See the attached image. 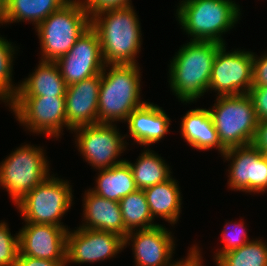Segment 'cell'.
<instances>
[{
	"label": "cell",
	"instance_id": "1",
	"mask_svg": "<svg viewBox=\"0 0 267 266\" xmlns=\"http://www.w3.org/2000/svg\"><path fill=\"white\" fill-rule=\"evenodd\" d=\"M223 46L212 41H191L179 48L170 61V89L181 102L196 101L209 90L217 51Z\"/></svg>",
	"mask_w": 267,
	"mask_h": 266
},
{
	"label": "cell",
	"instance_id": "2",
	"mask_svg": "<svg viewBox=\"0 0 267 266\" xmlns=\"http://www.w3.org/2000/svg\"><path fill=\"white\" fill-rule=\"evenodd\" d=\"M137 17L133 6L106 10L91 17L105 64H137L135 58L142 42Z\"/></svg>",
	"mask_w": 267,
	"mask_h": 266
},
{
	"label": "cell",
	"instance_id": "3",
	"mask_svg": "<svg viewBox=\"0 0 267 266\" xmlns=\"http://www.w3.org/2000/svg\"><path fill=\"white\" fill-rule=\"evenodd\" d=\"M109 66V72H106ZM138 64H109L101 73L98 99V123L127 121L129 115L146 101L140 100Z\"/></svg>",
	"mask_w": 267,
	"mask_h": 266
},
{
	"label": "cell",
	"instance_id": "4",
	"mask_svg": "<svg viewBox=\"0 0 267 266\" xmlns=\"http://www.w3.org/2000/svg\"><path fill=\"white\" fill-rule=\"evenodd\" d=\"M240 8L232 0H183L176 18L191 41L226 44L221 37L238 22Z\"/></svg>",
	"mask_w": 267,
	"mask_h": 266
},
{
	"label": "cell",
	"instance_id": "5",
	"mask_svg": "<svg viewBox=\"0 0 267 266\" xmlns=\"http://www.w3.org/2000/svg\"><path fill=\"white\" fill-rule=\"evenodd\" d=\"M90 26L91 17L82 0H69L35 28L40 39L41 61L56 62L66 55Z\"/></svg>",
	"mask_w": 267,
	"mask_h": 266
},
{
	"label": "cell",
	"instance_id": "6",
	"mask_svg": "<svg viewBox=\"0 0 267 266\" xmlns=\"http://www.w3.org/2000/svg\"><path fill=\"white\" fill-rule=\"evenodd\" d=\"M208 110L226 150L252 144L259 120L249 94L217 96Z\"/></svg>",
	"mask_w": 267,
	"mask_h": 266
},
{
	"label": "cell",
	"instance_id": "7",
	"mask_svg": "<svg viewBox=\"0 0 267 266\" xmlns=\"http://www.w3.org/2000/svg\"><path fill=\"white\" fill-rule=\"evenodd\" d=\"M72 198V188L68 181L49 175L18 201L16 206L25 223L66 227L62 225L61 217L71 207Z\"/></svg>",
	"mask_w": 267,
	"mask_h": 266
},
{
	"label": "cell",
	"instance_id": "8",
	"mask_svg": "<svg viewBox=\"0 0 267 266\" xmlns=\"http://www.w3.org/2000/svg\"><path fill=\"white\" fill-rule=\"evenodd\" d=\"M41 147L23 145L0 164V185L16 204L42 183L49 174V164Z\"/></svg>",
	"mask_w": 267,
	"mask_h": 266
},
{
	"label": "cell",
	"instance_id": "9",
	"mask_svg": "<svg viewBox=\"0 0 267 266\" xmlns=\"http://www.w3.org/2000/svg\"><path fill=\"white\" fill-rule=\"evenodd\" d=\"M9 107L32 133L58 138L67 127L65 96L15 97Z\"/></svg>",
	"mask_w": 267,
	"mask_h": 266
},
{
	"label": "cell",
	"instance_id": "10",
	"mask_svg": "<svg viewBox=\"0 0 267 266\" xmlns=\"http://www.w3.org/2000/svg\"><path fill=\"white\" fill-rule=\"evenodd\" d=\"M114 125V126H113ZM80 126L72 131L77 135L76 144L83 158L95 169H107L126 160H116L125 151L124 138L113 123ZM78 132V133H77Z\"/></svg>",
	"mask_w": 267,
	"mask_h": 266
},
{
	"label": "cell",
	"instance_id": "11",
	"mask_svg": "<svg viewBox=\"0 0 267 266\" xmlns=\"http://www.w3.org/2000/svg\"><path fill=\"white\" fill-rule=\"evenodd\" d=\"M225 44L217 51L210 76L209 90L218 96L248 94L253 81V53L227 52Z\"/></svg>",
	"mask_w": 267,
	"mask_h": 266
},
{
	"label": "cell",
	"instance_id": "12",
	"mask_svg": "<svg viewBox=\"0 0 267 266\" xmlns=\"http://www.w3.org/2000/svg\"><path fill=\"white\" fill-rule=\"evenodd\" d=\"M56 63L67 86L101 74L106 64L98 33L90 26Z\"/></svg>",
	"mask_w": 267,
	"mask_h": 266
},
{
	"label": "cell",
	"instance_id": "13",
	"mask_svg": "<svg viewBox=\"0 0 267 266\" xmlns=\"http://www.w3.org/2000/svg\"><path fill=\"white\" fill-rule=\"evenodd\" d=\"M223 157L232 160L228 176L229 188L254 194L267 190V162L252 144L227 149Z\"/></svg>",
	"mask_w": 267,
	"mask_h": 266
},
{
	"label": "cell",
	"instance_id": "14",
	"mask_svg": "<svg viewBox=\"0 0 267 266\" xmlns=\"http://www.w3.org/2000/svg\"><path fill=\"white\" fill-rule=\"evenodd\" d=\"M130 240L136 266H182L192 256L191 247L185 260L170 263L175 250L174 238L161 224L129 232L124 238V247L130 245Z\"/></svg>",
	"mask_w": 267,
	"mask_h": 266
},
{
	"label": "cell",
	"instance_id": "15",
	"mask_svg": "<svg viewBox=\"0 0 267 266\" xmlns=\"http://www.w3.org/2000/svg\"><path fill=\"white\" fill-rule=\"evenodd\" d=\"M124 248V238L111 232L78 227L67 233L66 263H94L114 257Z\"/></svg>",
	"mask_w": 267,
	"mask_h": 266
},
{
	"label": "cell",
	"instance_id": "16",
	"mask_svg": "<svg viewBox=\"0 0 267 266\" xmlns=\"http://www.w3.org/2000/svg\"><path fill=\"white\" fill-rule=\"evenodd\" d=\"M23 227L18 233V255L66 261L68 227L37 223H26Z\"/></svg>",
	"mask_w": 267,
	"mask_h": 266
},
{
	"label": "cell",
	"instance_id": "17",
	"mask_svg": "<svg viewBox=\"0 0 267 266\" xmlns=\"http://www.w3.org/2000/svg\"><path fill=\"white\" fill-rule=\"evenodd\" d=\"M100 84L101 74H98L67 86L65 103L68 130L98 124Z\"/></svg>",
	"mask_w": 267,
	"mask_h": 266
},
{
	"label": "cell",
	"instance_id": "18",
	"mask_svg": "<svg viewBox=\"0 0 267 266\" xmlns=\"http://www.w3.org/2000/svg\"><path fill=\"white\" fill-rule=\"evenodd\" d=\"M85 191L83 215L84 222L81 228L111 232L125 238L128 232L122 220L119 202L106 199Z\"/></svg>",
	"mask_w": 267,
	"mask_h": 266
},
{
	"label": "cell",
	"instance_id": "19",
	"mask_svg": "<svg viewBox=\"0 0 267 266\" xmlns=\"http://www.w3.org/2000/svg\"><path fill=\"white\" fill-rule=\"evenodd\" d=\"M127 124L134 142L149 146L169 132L170 119L161 107L146 102L129 115Z\"/></svg>",
	"mask_w": 267,
	"mask_h": 266
},
{
	"label": "cell",
	"instance_id": "20",
	"mask_svg": "<svg viewBox=\"0 0 267 266\" xmlns=\"http://www.w3.org/2000/svg\"><path fill=\"white\" fill-rule=\"evenodd\" d=\"M181 134L184 140L198 150L216 147L221 155L226 149L221 145L208 109L196 108L182 117Z\"/></svg>",
	"mask_w": 267,
	"mask_h": 266
},
{
	"label": "cell",
	"instance_id": "21",
	"mask_svg": "<svg viewBox=\"0 0 267 266\" xmlns=\"http://www.w3.org/2000/svg\"><path fill=\"white\" fill-rule=\"evenodd\" d=\"M34 71L18 85L15 97L65 96L67 85L56 62L40 60Z\"/></svg>",
	"mask_w": 267,
	"mask_h": 266
},
{
	"label": "cell",
	"instance_id": "22",
	"mask_svg": "<svg viewBox=\"0 0 267 266\" xmlns=\"http://www.w3.org/2000/svg\"><path fill=\"white\" fill-rule=\"evenodd\" d=\"M177 183L170 177L164 182L143 190L153 219L160 216L170 224L178 221L182 197Z\"/></svg>",
	"mask_w": 267,
	"mask_h": 266
},
{
	"label": "cell",
	"instance_id": "23",
	"mask_svg": "<svg viewBox=\"0 0 267 266\" xmlns=\"http://www.w3.org/2000/svg\"><path fill=\"white\" fill-rule=\"evenodd\" d=\"M96 187L90 189L98 196L115 202L137 190L129 164L123 163L107 169H99Z\"/></svg>",
	"mask_w": 267,
	"mask_h": 266
},
{
	"label": "cell",
	"instance_id": "24",
	"mask_svg": "<svg viewBox=\"0 0 267 266\" xmlns=\"http://www.w3.org/2000/svg\"><path fill=\"white\" fill-rule=\"evenodd\" d=\"M69 0H7L0 24L19 21L33 22L37 27L51 13Z\"/></svg>",
	"mask_w": 267,
	"mask_h": 266
},
{
	"label": "cell",
	"instance_id": "25",
	"mask_svg": "<svg viewBox=\"0 0 267 266\" xmlns=\"http://www.w3.org/2000/svg\"><path fill=\"white\" fill-rule=\"evenodd\" d=\"M126 162L131 167L136 188L144 190L171 177L170 167L150 149H146L136 163Z\"/></svg>",
	"mask_w": 267,
	"mask_h": 266
},
{
	"label": "cell",
	"instance_id": "26",
	"mask_svg": "<svg viewBox=\"0 0 267 266\" xmlns=\"http://www.w3.org/2000/svg\"><path fill=\"white\" fill-rule=\"evenodd\" d=\"M119 206L125 230L128 233L159 225L153 223V217L143 190L137 189L135 192L128 194L119 201Z\"/></svg>",
	"mask_w": 267,
	"mask_h": 266
},
{
	"label": "cell",
	"instance_id": "27",
	"mask_svg": "<svg viewBox=\"0 0 267 266\" xmlns=\"http://www.w3.org/2000/svg\"><path fill=\"white\" fill-rule=\"evenodd\" d=\"M217 266H267V244L252 240L245 245L222 254Z\"/></svg>",
	"mask_w": 267,
	"mask_h": 266
},
{
	"label": "cell",
	"instance_id": "28",
	"mask_svg": "<svg viewBox=\"0 0 267 266\" xmlns=\"http://www.w3.org/2000/svg\"><path fill=\"white\" fill-rule=\"evenodd\" d=\"M15 47L5 38L0 37V100L10 103L16 96L19 86L12 84L13 54Z\"/></svg>",
	"mask_w": 267,
	"mask_h": 266
},
{
	"label": "cell",
	"instance_id": "29",
	"mask_svg": "<svg viewBox=\"0 0 267 266\" xmlns=\"http://www.w3.org/2000/svg\"><path fill=\"white\" fill-rule=\"evenodd\" d=\"M19 254V234L13 237L7 223H0V266H14Z\"/></svg>",
	"mask_w": 267,
	"mask_h": 266
},
{
	"label": "cell",
	"instance_id": "30",
	"mask_svg": "<svg viewBox=\"0 0 267 266\" xmlns=\"http://www.w3.org/2000/svg\"><path fill=\"white\" fill-rule=\"evenodd\" d=\"M228 225V226H227ZM230 223L226 222V227L222 231V242L224 243V246L215 254V261L224 253L237 249L243 245H245L247 242L252 241L249 240L248 236L246 235V229L244 227V223L240 222L232 224L234 228L230 231L229 228ZM231 225V226H232ZM229 231V232H228Z\"/></svg>",
	"mask_w": 267,
	"mask_h": 266
},
{
	"label": "cell",
	"instance_id": "31",
	"mask_svg": "<svg viewBox=\"0 0 267 266\" xmlns=\"http://www.w3.org/2000/svg\"><path fill=\"white\" fill-rule=\"evenodd\" d=\"M83 5L88 15L92 17L110 9H118L131 6V0H83Z\"/></svg>",
	"mask_w": 267,
	"mask_h": 266
},
{
	"label": "cell",
	"instance_id": "32",
	"mask_svg": "<svg viewBox=\"0 0 267 266\" xmlns=\"http://www.w3.org/2000/svg\"><path fill=\"white\" fill-rule=\"evenodd\" d=\"M253 101L257 119L267 120V87H251L248 93Z\"/></svg>",
	"mask_w": 267,
	"mask_h": 266
},
{
	"label": "cell",
	"instance_id": "33",
	"mask_svg": "<svg viewBox=\"0 0 267 266\" xmlns=\"http://www.w3.org/2000/svg\"><path fill=\"white\" fill-rule=\"evenodd\" d=\"M252 87H267V54L256 57L253 53Z\"/></svg>",
	"mask_w": 267,
	"mask_h": 266
},
{
	"label": "cell",
	"instance_id": "34",
	"mask_svg": "<svg viewBox=\"0 0 267 266\" xmlns=\"http://www.w3.org/2000/svg\"><path fill=\"white\" fill-rule=\"evenodd\" d=\"M66 264V261L43 260L30 256L18 255L14 266H67Z\"/></svg>",
	"mask_w": 267,
	"mask_h": 266
},
{
	"label": "cell",
	"instance_id": "35",
	"mask_svg": "<svg viewBox=\"0 0 267 266\" xmlns=\"http://www.w3.org/2000/svg\"><path fill=\"white\" fill-rule=\"evenodd\" d=\"M252 145L260 152L267 150V120L258 122Z\"/></svg>",
	"mask_w": 267,
	"mask_h": 266
},
{
	"label": "cell",
	"instance_id": "36",
	"mask_svg": "<svg viewBox=\"0 0 267 266\" xmlns=\"http://www.w3.org/2000/svg\"><path fill=\"white\" fill-rule=\"evenodd\" d=\"M200 248H198L196 245H193L192 247V256L182 265V266H203L202 262L203 260L201 255V252L199 251Z\"/></svg>",
	"mask_w": 267,
	"mask_h": 266
},
{
	"label": "cell",
	"instance_id": "37",
	"mask_svg": "<svg viewBox=\"0 0 267 266\" xmlns=\"http://www.w3.org/2000/svg\"><path fill=\"white\" fill-rule=\"evenodd\" d=\"M7 0H0V18L2 17L5 7H6Z\"/></svg>",
	"mask_w": 267,
	"mask_h": 266
},
{
	"label": "cell",
	"instance_id": "38",
	"mask_svg": "<svg viewBox=\"0 0 267 266\" xmlns=\"http://www.w3.org/2000/svg\"><path fill=\"white\" fill-rule=\"evenodd\" d=\"M261 153L263 154V157L265 158V160L267 162V150L262 151Z\"/></svg>",
	"mask_w": 267,
	"mask_h": 266
}]
</instances>
